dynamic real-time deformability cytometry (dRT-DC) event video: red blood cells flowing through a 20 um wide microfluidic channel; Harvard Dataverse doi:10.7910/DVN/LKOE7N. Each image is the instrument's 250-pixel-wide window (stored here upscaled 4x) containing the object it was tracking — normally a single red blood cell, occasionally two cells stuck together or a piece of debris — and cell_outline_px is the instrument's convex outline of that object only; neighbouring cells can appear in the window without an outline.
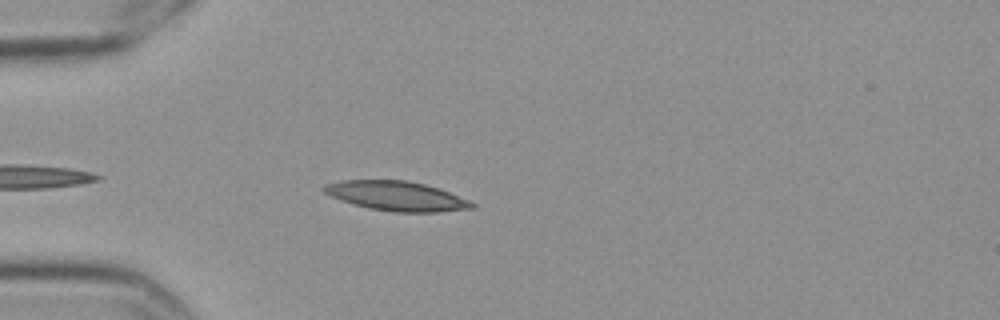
{"species": "Egyptian fruit bat (a non-hibernating species)", "species_latin": "Rousettus aegyptiacus", "temperature_condition": "cold", "stored_images_in_passage": 1, "camera_frame_rate_fps": 3000, "um_per_image_px": 0.085, "frame": {"image": 1, "passage_image": 1, "time_ms": 0.0, "image_size_px": [1000, 320], "cell_outline_px": [[476, 208], [436, 212], [392, 212], [368, 208], [340, 200], [324, 192], [320, 188], [324, 184], [340, 180], [408, 180], [440, 188], [472, 200], [476, 204]], "centroid_in_image_um": [33.74, 16.66], "position_along_channel_um": 51.3, "area_um2": 25.84}}